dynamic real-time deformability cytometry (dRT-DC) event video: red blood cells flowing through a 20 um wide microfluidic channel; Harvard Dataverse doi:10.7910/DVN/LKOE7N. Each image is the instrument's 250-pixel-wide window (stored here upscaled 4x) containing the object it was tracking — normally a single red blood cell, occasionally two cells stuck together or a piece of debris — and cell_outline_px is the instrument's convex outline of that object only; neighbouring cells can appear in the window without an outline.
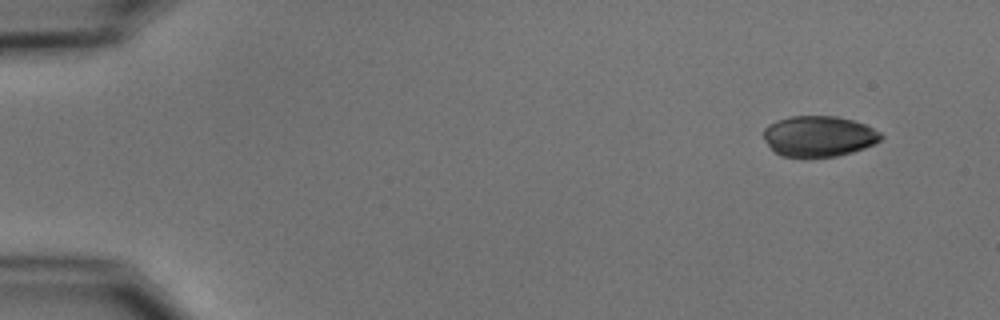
{"species": "common noctule bat (a hibernating species)", "species_latin": "Nyctalus noctula", "temperature_condition": "cold", "stored_images_in_passage": 8, "camera_frame_rate_fps": 3000, "um_per_image_px": 0.085, "animal": {"sex": "male", "body_mass_g": 15.6}, "frame": {"image": 1, "passage_image": 1, "time_ms": 0.0, "image_size_px": [1000, 320], "cell_outline_px": [[884, 136], [880, 140], [864, 148], [852, 152], [836, 156], [780, 156], [764, 140], [764, 128], [768, 124], [776, 120], [792, 116], [836, 116], [852, 120], [864, 124], [880, 132]], "centroid_in_image_um": [69.59, 11.56], "position_along_channel_um": 15.4, "area_um2": 27.57}}
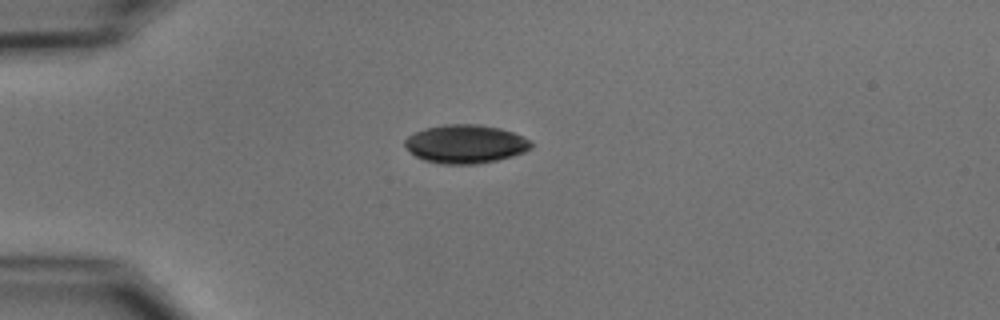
{"frame": {"image": 2, "passage_image": 4, "time_ms": 3.333, "image_size_px": [1000, 320], "cell_outline_px": [[532, 148], [524, 152], [512, 156], [480, 164], [440, 164], [424, 160], [416, 156], [404, 144], [404, 140], [408, 136], [424, 128], [444, 124], [480, 124], [500, 128], [512, 132], [528, 140], [532, 144]], "centroid_in_image_um": [39.56, 12.24], "position_along_channel_um": 45.4, "area_um2": 28.26}}